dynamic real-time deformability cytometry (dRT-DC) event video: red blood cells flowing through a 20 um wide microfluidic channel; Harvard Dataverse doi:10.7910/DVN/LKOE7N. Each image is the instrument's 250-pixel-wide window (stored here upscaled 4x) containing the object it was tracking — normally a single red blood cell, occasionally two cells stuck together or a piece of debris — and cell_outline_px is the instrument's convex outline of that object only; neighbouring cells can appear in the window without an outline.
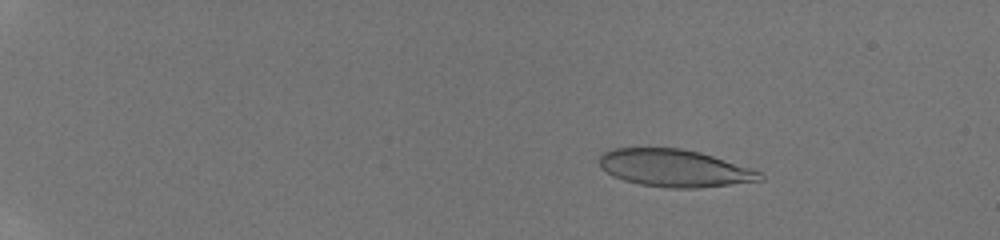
{"species": "human", "species_latin": "Homo sapiens", "temperature_condition": "room temperature", "stored_images_in_passage": 20, "camera_frame_rate_fps": 3000, "um_per_image_px": 0.085, "donor": {"sex": "male"}, "frame": {"image": 1, "passage_image": 4, "time_ms": 2.333, "image_size_px": [1000, 240], "cell_outline_px": [[764, 180], [700, 188], [668, 188], [640, 184], [624, 180], [612, 176], [600, 168], [600, 156], [604, 152], [612, 148], [680, 148], [700, 152], [760, 172], [764, 176]], "centroid_in_image_um": [57.29, 14.3], "position_along_channel_um": 27.7, "area_um2": 34.8}}
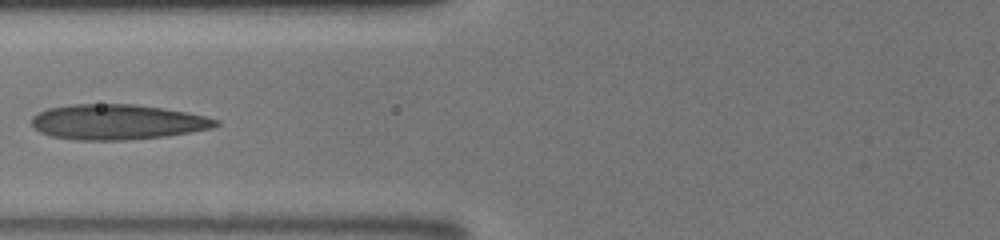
{"frame": {"image": 2, "passage_image": 16, "time_ms": 7.667, "image_size_px": [1000, 240], "cell_outline_px": [[220, 124], [212, 128], [164, 136], [124, 140], [76, 140], [52, 136], [40, 132], [32, 128], [32, 116], [48, 108], [72, 104], [136, 104], [164, 108], [188, 112], [208, 116], [220, 120]], "centroid_in_image_um": [9.98, 10.36], "position_along_channel_um": 115.8, "area_um2": 37.92}}
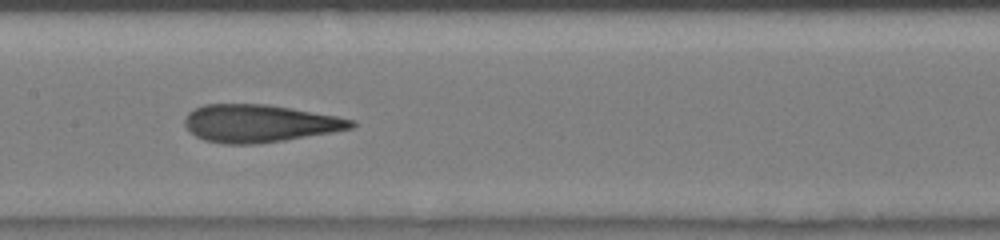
{"frame": {"image": 3, "passage_image": 18, "time_ms": 9.333, "image_size_px": [1000, 240], "cell_outline_px": [[356, 124], [352, 128], [332, 132], [284, 140], [256, 144], [224, 144], [204, 140], [196, 136], [184, 124], [184, 120], [188, 112], [204, 104], [268, 104], [336, 116], [356, 120]], "centroid_in_image_um": [22.05, 10.49], "position_along_channel_um": 185.4, "area_um2": 36.36}}